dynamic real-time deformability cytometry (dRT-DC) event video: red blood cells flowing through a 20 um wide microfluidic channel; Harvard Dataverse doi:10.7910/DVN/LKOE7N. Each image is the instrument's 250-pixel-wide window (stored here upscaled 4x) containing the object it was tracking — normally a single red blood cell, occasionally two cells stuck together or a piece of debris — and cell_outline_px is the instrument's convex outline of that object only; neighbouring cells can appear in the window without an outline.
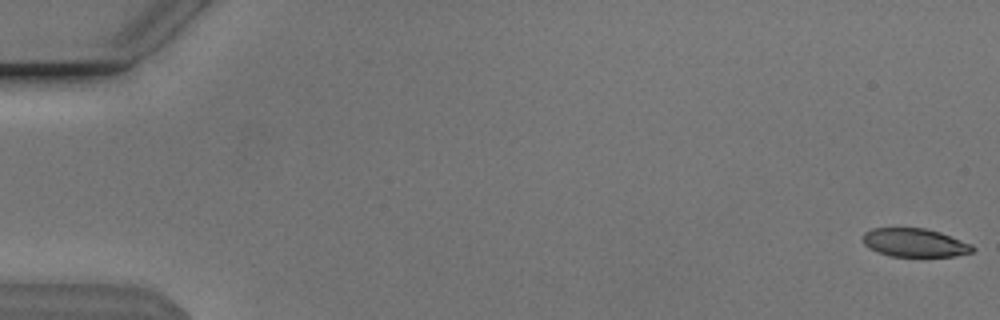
{"species": "Egyptian fruit bat (a non-hibernating species)", "species_latin": "Rousettus aegyptiacus", "temperature_condition": "cold", "stored_images_in_passage": 55, "camera_frame_rate_fps": 3000, "um_per_image_px": 0.085, "animal": {"sex": "male"}, "frame": {"image": 1, "passage_image": 1, "time_ms": 0.0, "image_size_px": [1000, 320], "cell_outline_px": [[976, 248], [972, 252], [956, 256], [892, 256], [868, 248], [864, 244], [864, 232], [872, 228], [924, 228], [940, 232], [972, 244]], "centroid_in_image_um": [77.78, 20.62], "position_along_channel_um": 7.2, "area_um2": 18.09}}
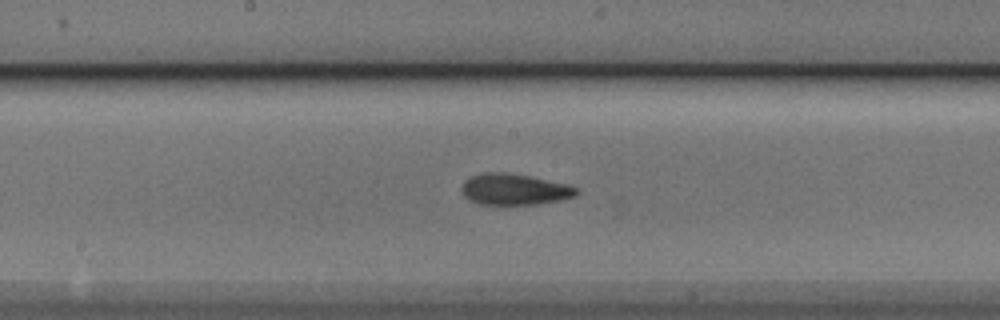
{"frame": {"image": 2, "passage_image": 29, "time_ms": 9.333, "image_size_px": [1000, 320], "cell_outline_px": [[580, 192], [576, 196], [560, 200], [536, 204], [476, 204], [468, 200], [464, 196], [460, 188], [464, 180], [472, 176], [484, 172], [504, 172], [532, 176], [568, 184], [576, 188]], "centroid_in_image_um": [43.71, 16.09], "position_along_channel_um": 204.5, "area_um2": 21.1}}
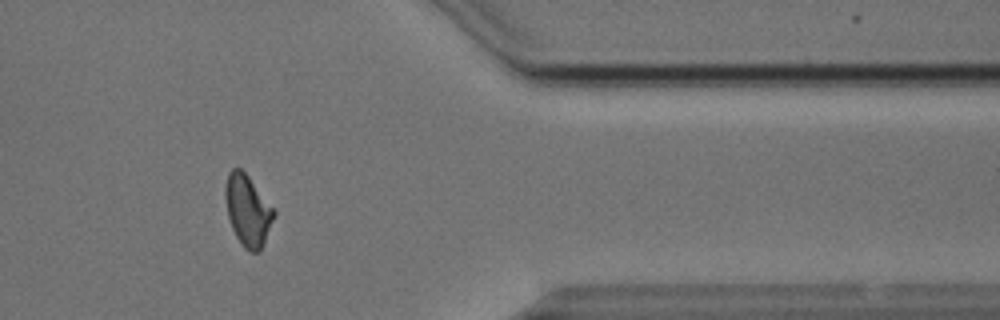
{"frame": {"image": 3, "passage_image": 45, "time_ms": 14.667, "image_size_px": [1000, 320], "cell_outline_px": [[276, 216], [264, 244], [260, 252], [252, 252], [244, 248], [236, 236], [232, 228], [228, 216], [224, 192], [228, 172], [232, 168], [240, 168], [248, 176], [276, 212]], "centroid_in_image_um": [21.07, 17.91], "position_along_channel_um": 390.3, "area_um2": 20.06}, "authors_computed_cell_mechanics": {"area_um2": 20.1722, "velocity_mm_per_s": 3.8343, "shape_relaxation_time_tau1_ms": 5.8679, "shape_relaxation_time_tau2_ms": 4.0244, "deformation_change_tau1": 0.169, "deformation_change_tau2": 0.1049}}